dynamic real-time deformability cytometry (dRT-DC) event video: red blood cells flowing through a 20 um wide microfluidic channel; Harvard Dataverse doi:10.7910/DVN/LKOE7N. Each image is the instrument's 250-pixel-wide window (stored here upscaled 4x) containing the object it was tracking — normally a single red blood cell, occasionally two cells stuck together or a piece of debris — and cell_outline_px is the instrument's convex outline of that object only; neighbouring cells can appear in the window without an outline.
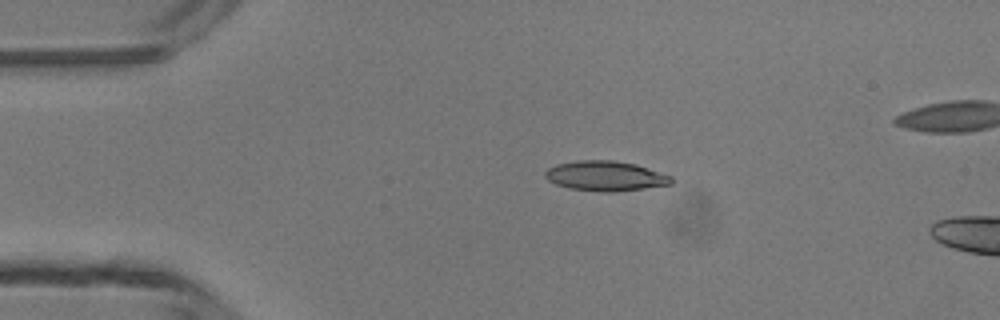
{"species": "common noctule bat (a hibernating species)", "species_latin": "Nyctalus noctula", "temperature_condition": "room temperature", "stored_images_in_passage": 4, "camera_frame_rate_fps": 3000, "um_per_image_px": 0.085, "animal": {"sex": "male", "body_mass_g": 13.3}, "frame": {"image": 1, "passage_image": 2, "time_ms": 2.0, "image_size_px": [1000, 320], "cell_outline_px": [[672, 184], [644, 188], [612, 192], [604, 192], [568, 188], [556, 184], [548, 180], [544, 176], [544, 172], [548, 168], [556, 164], [576, 160], [612, 160], [636, 164], [672, 176]], "centroid_in_image_um": [51.44, 14.95], "position_along_channel_um": 33.6, "area_um2": 22.02}}